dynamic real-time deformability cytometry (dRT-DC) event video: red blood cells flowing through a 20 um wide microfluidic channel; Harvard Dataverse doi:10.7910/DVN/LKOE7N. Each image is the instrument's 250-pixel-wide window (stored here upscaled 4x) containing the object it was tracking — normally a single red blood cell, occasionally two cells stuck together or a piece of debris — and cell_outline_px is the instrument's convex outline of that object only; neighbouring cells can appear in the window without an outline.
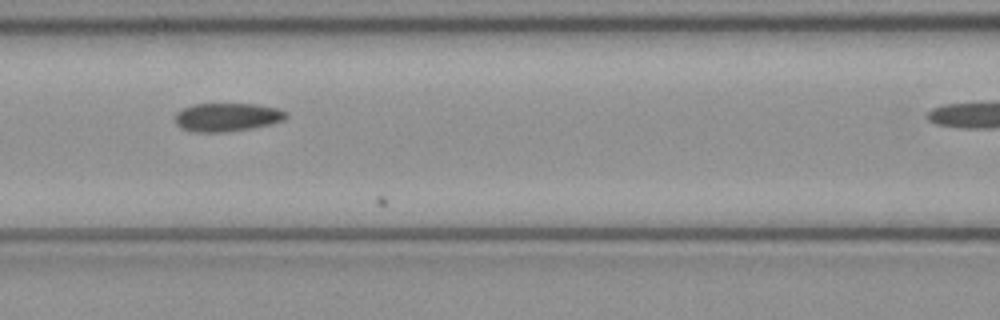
{"species": "common noctule bat (a hibernating species)", "species_latin": "Nyctalus noctula", "temperature_condition": "cold", "stored_images_in_passage": 16, "camera_frame_rate_fps": 3000, "um_per_image_px": 0.085, "animal": {"sex": "female", "body_mass_g": 21.9}, "frame": {"image": 1, "passage_image": 7, "time_ms": 2.0, "image_size_px": [1000, 320], "cell_outline_px": [[288, 116], [284, 120], [252, 128], [220, 132], [192, 132], [180, 128], [176, 124], [176, 112], [192, 104], [256, 104], [276, 108], [288, 112]], "centroid_in_image_um": [19.29, 9.96], "position_along_channel_um": 147.3, "area_um2": 18.32}}
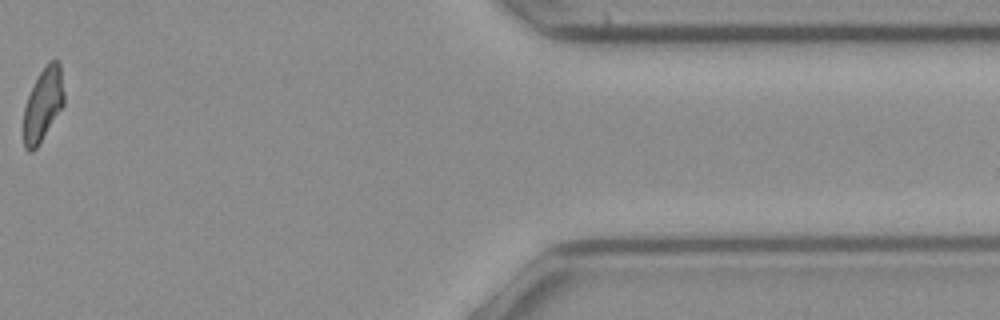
{"frame": {"image": 2, "passage_image": 15, "time_ms": 4.667, "image_size_px": [1000, 320], "cell_outline_px": [[64, 104], [36, 148], [32, 152], [28, 152], [24, 148], [20, 132], [24, 108], [28, 96], [40, 72], [48, 60], [56, 60], [60, 64], [64, 92]], "centroid_in_image_um": [3.6, 8.94], "position_along_channel_um": 407.8, "area_um2": 17.57}}